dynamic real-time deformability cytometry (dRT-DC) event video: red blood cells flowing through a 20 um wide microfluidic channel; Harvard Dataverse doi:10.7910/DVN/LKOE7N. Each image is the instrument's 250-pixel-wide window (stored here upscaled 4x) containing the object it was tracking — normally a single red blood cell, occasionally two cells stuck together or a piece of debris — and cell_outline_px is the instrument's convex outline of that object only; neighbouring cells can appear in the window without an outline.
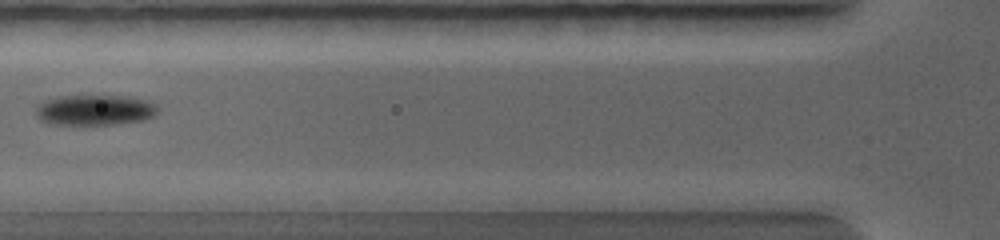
{"species": "common noctule bat (a hibernating species)", "species_latin": "Nyctalus noctula", "temperature_condition": "warm", "stored_images_in_passage": 32, "camera_frame_rate_fps": 5000, "um_per_image_px": 0.085, "animal": {"sex": "female", "body_mass_g": 19.0, "forearm_length_mm": 56.7}, "frame": {"image": 1, "passage_image": 12, "time_ms": 3.4, "image_size_px": [1000, 240], "cell_outline_px": [[152, 112], [148, 116], [128, 120], [104, 124], [76, 124], [48, 120], [40, 116], [40, 108], [48, 100], [56, 96], [112, 96], [140, 100], [152, 104]], "centroid_in_image_um": [7.99, 9.31], "position_along_channel_um": 117.8, "area_um2": 18.9}}
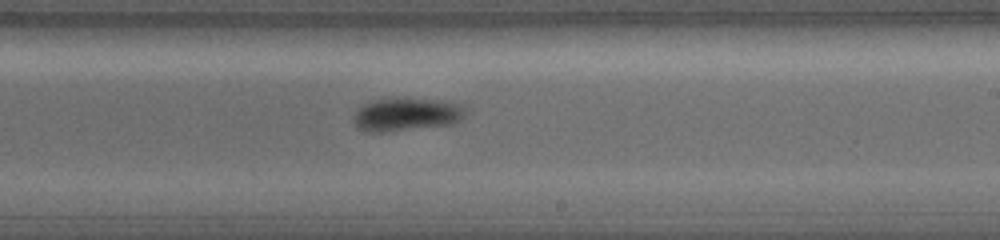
{"frame": {"image": 2, "passage_image": 20, "time_ms": 5.8, "image_size_px": [1000, 240], "cell_outline_px": [[460, 116], [456, 120], [436, 124], [396, 128], [364, 128], [356, 120], [356, 112], [360, 108], [368, 104], [380, 100], [424, 100], [452, 104], [460, 112]], "centroid_in_image_um": [34.46, 9.67], "position_along_channel_um": 254.5, "area_um2": 17.4}}
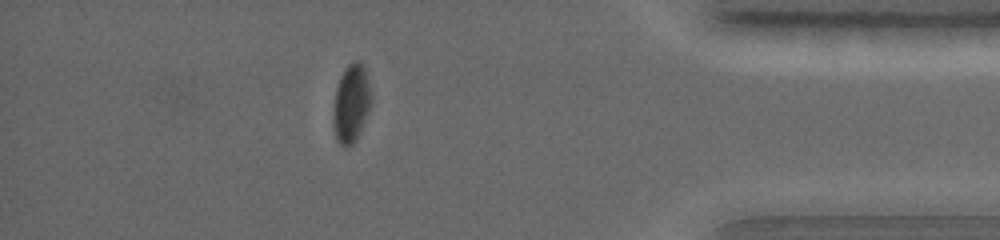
{"frame": {"image": 3, "passage_image": 31, "time_ms": 9.0, "image_size_px": [1000, 240], "cell_outline_px": [[372, 96], [368, 108], [360, 128], [352, 144], [340, 144], [336, 140], [332, 120], [336, 88], [340, 76], [344, 68], [348, 64], [356, 60], [360, 60], [364, 64]], "centroid_in_image_um": [29.83, 8.69], "position_along_channel_um": 405.4, "area_um2": 16.88}}